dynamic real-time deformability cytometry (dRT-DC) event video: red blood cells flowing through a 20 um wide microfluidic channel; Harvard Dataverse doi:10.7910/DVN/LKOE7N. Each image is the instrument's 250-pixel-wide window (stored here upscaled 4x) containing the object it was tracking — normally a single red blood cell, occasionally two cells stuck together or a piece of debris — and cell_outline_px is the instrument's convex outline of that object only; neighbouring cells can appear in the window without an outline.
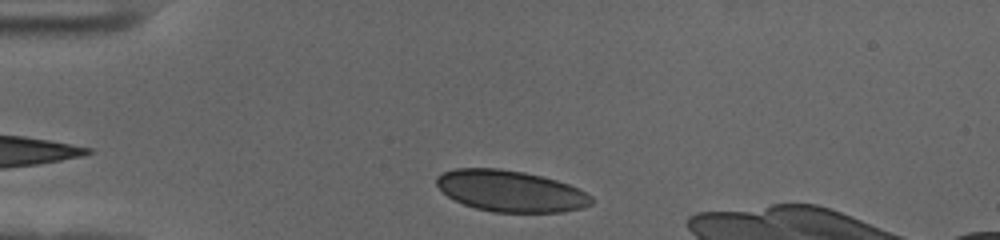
{"species": "human", "species_latin": "Homo sapiens", "temperature_condition": "cold", "stored_images_in_passage": 36, "camera_frame_rate_fps": 3000, "um_per_image_px": 0.085, "donor": {"sex": "female"}, "frame": {"image": 1, "passage_image": 2, "time_ms": 0.333, "image_size_px": [1000, 240], "cell_outline_px": [[592, 204], [584, 208], [564, 212], [492, 212], [476, 208], [464, 204], [448, 196], [436, 184], [436, 176], [444, 172], [456, 168], [500, 168], [524, 172], [556, 180], [580, 188], [592, 196]], "centroid_in_image_um": [43.43, 16.24], "position_along_channel_um": 41.6, "area_um2": 37.34}}
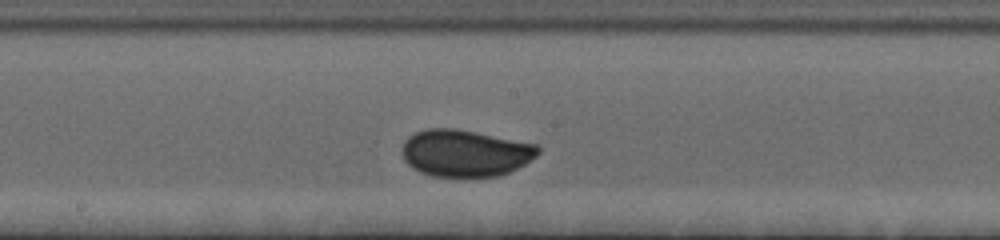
{"frame": {"image": 2, "passage_image": 19, "time_ms": 6.0, "image_size_px": [1000, 240], "cell_outline_px": [[540, 152], [536, 156], [524, 164], [500, 176], [432, 176], [420, 172], [412, 168], [404, 160], [404, 140], [408, 136], [416, 132], [428, 128], [456, 128], [536, 144], [540, 148]], "centroid_in_image_um": [39.53, 13.0], "position_along_channel_um": 208.7, "area_um2": 36.93}}
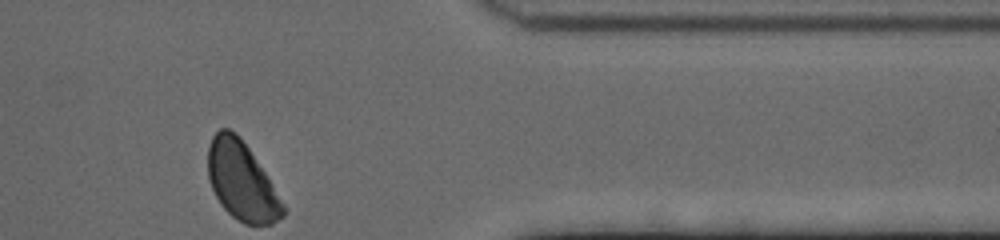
{"frame": {"image": 3, "passage_image": 36, "time_ms": 11.667, "image_size_px": [1000, 240], "cell_outline_px": [[284, 216], [280, 220], [272, 224], [244, 224], [232, 216], [220, 204], [212, 188], [208, 176], [208, 148], [212, 136], [220, 128], [228, 128], [236, 132], [240, 136], [264, 172], [284, 204]], "centroid_in_image_um": [20.53, 15.39], "position_along_channel_um": 390.9, "area_um2": 33.93}, "authors_computed_cell_mechanics": {"area_um2": 36.5007, "velocity_mm_per_s": 3.5081, "shape_relaxation_time_tau1_ms": 4.5744, "shape_relaxation_time_tau2_ms": null, "deformation_change_tau1": 0.1097, "deformation_change_tau2": null}}